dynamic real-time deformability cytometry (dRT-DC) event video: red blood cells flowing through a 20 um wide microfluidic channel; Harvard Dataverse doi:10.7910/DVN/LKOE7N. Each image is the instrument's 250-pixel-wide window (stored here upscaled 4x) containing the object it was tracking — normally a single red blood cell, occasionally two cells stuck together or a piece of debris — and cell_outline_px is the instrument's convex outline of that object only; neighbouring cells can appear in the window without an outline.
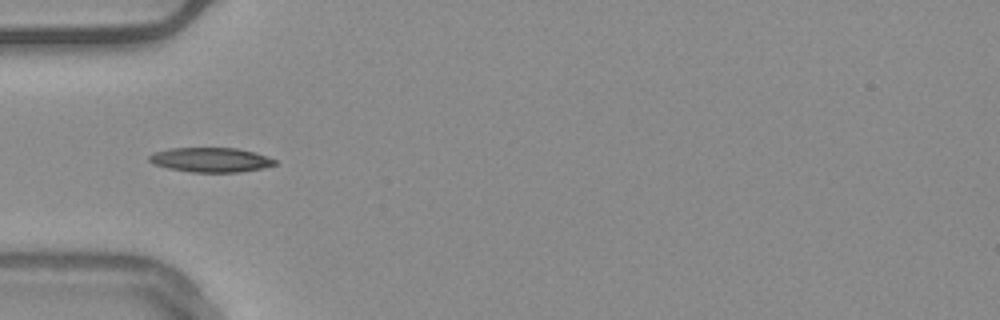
{"species": "common noctule bat (a hibernating species)", "species_latin": "Nyctalus noctula", "temperature_condition": "warm", "stored_images_in_passage": 38, "camera_frame_rate_fps": 3000, "um_per_image_px": 0.085, "animal": {"sex": "male", "body_mass_g": 20.4}, "frame": {"image": 1, "passage_image": 1, "time_ms": 0.0, "image_size_px": [1000, 320], "cell_outline_px": [[276, 164], [260, 168], [240, 172], [192, 172], [168, 168], [156, 164], [148, 160], [148, 156], [152, 152], [168, 148], [236, 148], [252, 152], [276, 160]], "centroid_in_image_um": [17.84, 13.58], "position_along_channel_um": 67.2, "area_um2": 17.74}, "authors_computed_cell_mechanics": {"area_um2": 16.473, "velocity_mm_per_s": 3.7647, "shape_relaxation_time_tau1_ms": 9.1012, "shape_relaxation_time_tau2_ms": null, "deformation_change_tau1": 0.1837, "deformation_change_tau2": null}}